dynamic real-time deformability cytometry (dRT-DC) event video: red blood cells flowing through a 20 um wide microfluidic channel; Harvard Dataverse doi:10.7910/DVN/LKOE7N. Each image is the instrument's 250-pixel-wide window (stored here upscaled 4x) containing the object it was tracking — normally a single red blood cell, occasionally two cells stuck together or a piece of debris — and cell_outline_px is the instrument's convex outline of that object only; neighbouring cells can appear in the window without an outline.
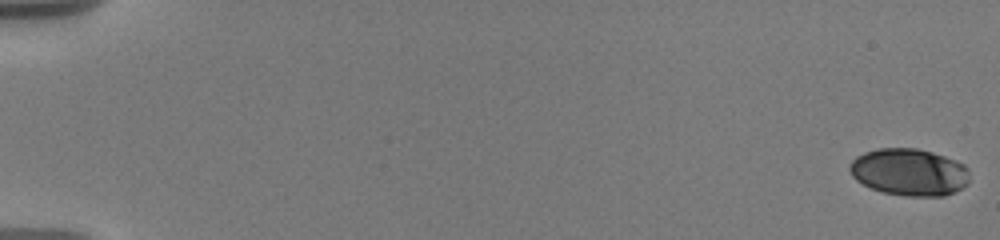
{"species": "human", "species_latin": "Homo sapiens", "temperature_condition": "warm", "stored_images_in_passage": 88, "camera_frame_rate_fps": 3000, "um_per_image_px": 0.085, "donor": {"sex": "male"}, "frame": {"image": 1, "passage_image": 1, "time_ms": 0.0, "image_size_px": [1000, 240], "cell_outline_px": [[968, 184], [944, 196], [904, 196], [884, 192], [872, 188], [856, 180], [852, 176], [848, 168], [848, 164], [856, 156], [864, 152], [876, 148], [916, 148], [932, 152], [944, 156], [964, 164], [968, 168]], "centroid_in_image_um": [77.25, 14.62], "position_along_channel_um": 7.7, "area_um2": 32.95}}
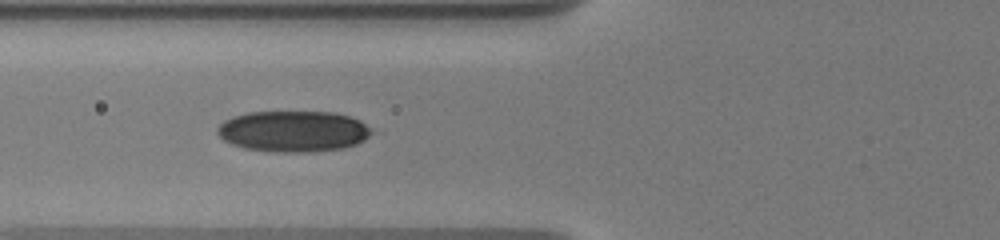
{"frame": {"image": 2, "passage_image": 41, "time_ms": 7.667, "image_size_px": [1000, 240], "cell_outline_px": [[372, 132], [364, 140], [356, 144], [344, 148], [312, 152], [284, 152], [244, 148], [232, 144], [224, 140], [216, 132], [216, 128], [224, 120], [232, 116], [248, 112], [336, 112], [352, 116], [360, 120]], "centroid_in_image_um": [24.92, 11.15], "position_along_channel_um": 100.9, "area_um2": 36.93}}
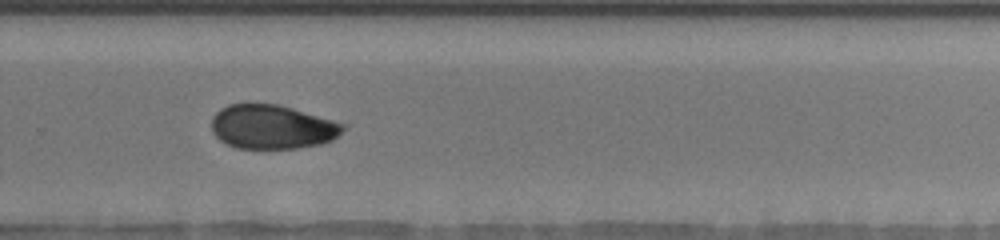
{"frame": {"image": 3, "passage_image": 71, "time_ms": 13.333, "image_size_px": [1000, 240], "cell_outline_px": [[348, 124], [332, 140], [320, 144], [296, 148], [236, 148], [224, 144], [212, 132], [212, 116], [220, 108], [228, 104], [280, 104]], "centroid_in_image_um": [23.12, 10.78], "position_along_channel_um": 306.7, "area_um2": 33.99}, "authors_computed_cell_mechanics": {"area_um2": 34.5933, "velocity_mm_per_s": 3.6376, "shape_relaxation_time_tau1_ms": 6.0574, "shape_relaxation_time_tau2_ms": 4.4185, "deformation_change_tau1": 0.1131, "deformation_change_tau2": 0.066}}